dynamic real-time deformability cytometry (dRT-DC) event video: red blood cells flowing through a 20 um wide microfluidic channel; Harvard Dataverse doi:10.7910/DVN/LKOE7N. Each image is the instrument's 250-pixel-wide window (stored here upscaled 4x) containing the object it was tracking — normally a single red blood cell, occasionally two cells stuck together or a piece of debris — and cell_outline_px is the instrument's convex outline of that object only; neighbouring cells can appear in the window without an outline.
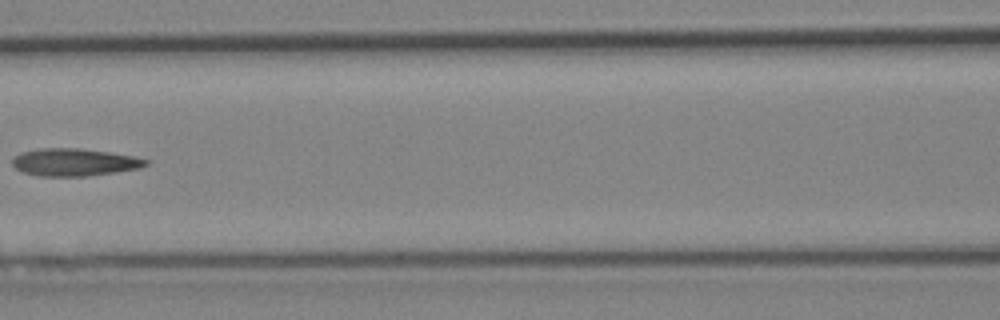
{"species": "Egyptian fruit bat (a non-hibernating species)", "species_latin": "Rousettus aegyptiacus", "temperature_condition": "cold", "stored_images_in_passage": 5, "camera_frame_rate_fps": 3000, "um_per_image_px": 0.085, "animal": {"sex": "female"}, "frame": {"image": 1, "passage_image": 5, "time_ms": 5.667, "image_size_px": [1000, 320], "cell_outline_px": [[152, 160], [148, 164], [140, 168], [116, 172], [88, 176], [36, 176], [24, 172], [16, 168], [12, 164], [12, 160], [20, 152], [40, 148], [80, 148], [136, 156]], "centroid_in_image_um": [6.36, 13.79], "position_along_channel_um": 160.2, "area_um2": 21.56}}